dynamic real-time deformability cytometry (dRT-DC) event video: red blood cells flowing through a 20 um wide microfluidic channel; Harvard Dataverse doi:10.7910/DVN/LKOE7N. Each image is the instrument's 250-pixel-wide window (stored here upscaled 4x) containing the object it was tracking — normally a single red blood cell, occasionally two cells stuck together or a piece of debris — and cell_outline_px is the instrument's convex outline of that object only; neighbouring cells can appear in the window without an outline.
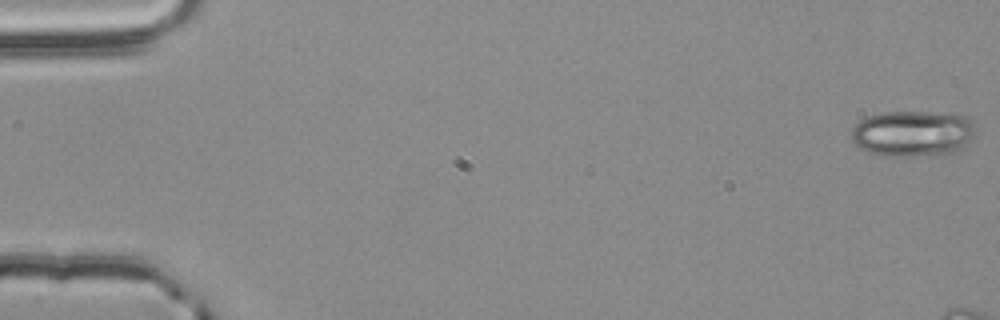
{"species": "common noctule bat (a hibernating species)", "species_latin": "Nyctalus noctula", "temperature_condition": "room temperature", "stored_images_in_passage": 8, "camera_frame_rate_fps": 3000, "um_per_image_px": 0.085, "animal": {"sex": "male", "body_mass_g": 20.4}, "frame": {"image": 1, "passage_image": 1, "time_ms": 0.0, "image_size_px": [1000, 320], "cell_outline_px": [[976, 136], [960, 148], [952, 152], [912, 156], [884, 156], [864, 152], [852, 140], [852, 128], [860, 120], [868, 116], [884, 112], [960, 112], [972, 120], [976, 124]], "centroid_in_image_um": [77.63, 11.32], "position_along_channel_um": 7.4, "area_um2": 33.81}}